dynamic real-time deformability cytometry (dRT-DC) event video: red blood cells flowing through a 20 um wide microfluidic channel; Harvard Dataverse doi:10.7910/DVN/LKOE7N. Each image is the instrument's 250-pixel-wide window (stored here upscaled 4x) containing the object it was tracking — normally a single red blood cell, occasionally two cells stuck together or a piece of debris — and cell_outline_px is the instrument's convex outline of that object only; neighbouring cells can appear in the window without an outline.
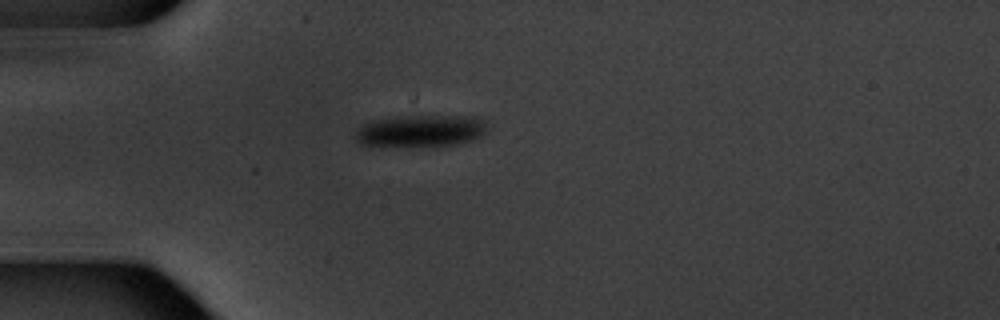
{"species": "common noctule bat (a hibernating species)", "species_latin": "Nyctalus noctula", "temperature_condition": "warm", "stored_images_in_passage": 12, "camera_frame_rate_fps": 3000, "um_per_image_px": 0.085, "animal": {"sex": "male", "body_mass_g": 20.1, "forearm_length_mm": 53.5}, "frame": {"image": 1, "passage_image": 1, "time_ms": 0.0, "image_size_px": [1000, 320], "cell_outline_px": [[488, 128], [480, 136], [456, 144], [360, 144], [356, 136], [356, 132], [364, 124], [372, 120], [416, 116], [480, 116], [484, 120]], "centroid_in_image_um": [35.85, 11.07], "position_along_channel_um": 49.1, "area_um2": 23.24}}
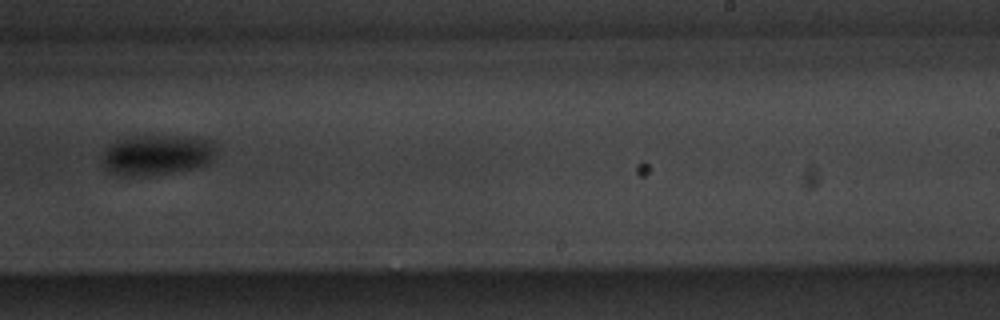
{"frame": {"image": 2, "passage_image": 7, "time_ms": 7.0, "image_size_px": [1000, 320], "cell_outline_px": [[212, 160], [208, 164], [196, 168], [148, 176], [116, 176], [108, 172], [100, 164], [104, 152], [112, 144], [120, 140], [136, 136], [188, 136], [208, 140], [212, 148]], "centroid_in_image_um": [13.25, 13.2], "position_along_channel_um": 275.7, "area_um2": 26.7}}
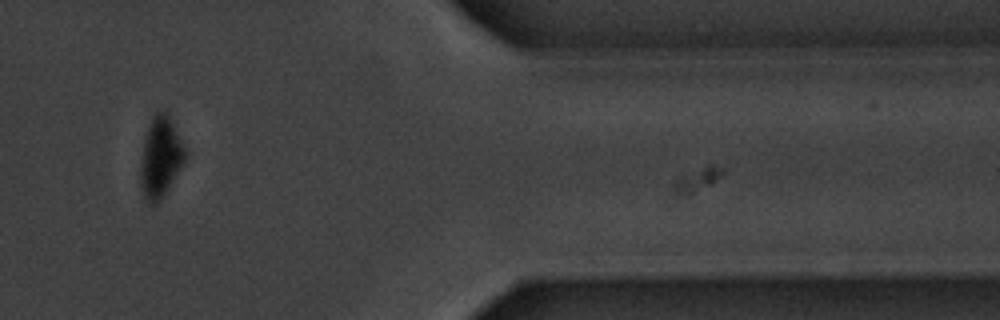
{"frame": {"image": 3, "passage_image": 10, "time_ms": 11.333, "image_size_px": [1000, 320], "cell_outline_px": [[188, 156], [156, 204], [148, 204], [140, 188], [140, 168], [144, 140], [148, 124], [152, 116], [160, 108], [164, 108], [168, 112], [188, 152]], "centroid_in_image_um": [13.65, 13.27], "position_along_channel_um": 397.8, "area_um2": 21.15}, "authors_computed_cell_mechanics": {"area_um2": 26.5013, "velocity_mm_per_s": 3.4562, "shape_relaxation_time_tau1_ms": 3.8754, "shape_relaxation_time_tau2_ms": null, "deformation_change_tau1": 0.0851, "deformation_change_tau2": null}}